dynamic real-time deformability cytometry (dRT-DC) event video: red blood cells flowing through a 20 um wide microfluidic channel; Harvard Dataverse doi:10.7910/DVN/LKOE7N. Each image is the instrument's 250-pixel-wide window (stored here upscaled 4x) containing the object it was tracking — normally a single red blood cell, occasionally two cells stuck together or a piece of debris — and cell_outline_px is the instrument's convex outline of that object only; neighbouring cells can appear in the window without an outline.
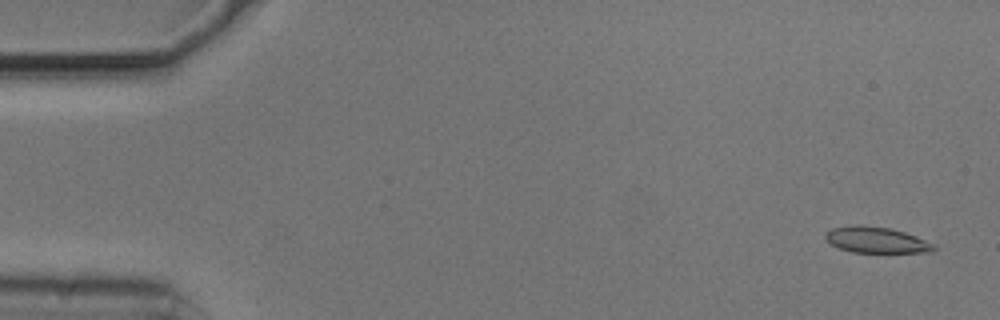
{"species": "common noctule bat (a hibernating species)", "species_latin": "Nyctalus noctula", "temperature_condition": "cold", "stored_images_in_passage": 55, "camera_frame_rate_fps": 3000, "um_per_image_px": 0.085, "animal": {"sex": "male", "body_mass_g": 20.5, "forearm_length_mm": 52.5}, "frame": {"image": 1, "passage_image": 3, "time_ms": 0.667, "image_size_px": [1000, 320], "cell_outline_px": [[936, 248], [932, 252], [852, 252], [840, 248], [832, 244], [824, 236], [832, 228], [860, 224], [892, 228], [916, 236], [936, 244]], "centroid_in_image_um": [74.54, 20.39], "position_along_channel_um": 10.5, "area_um2": 16.36}}
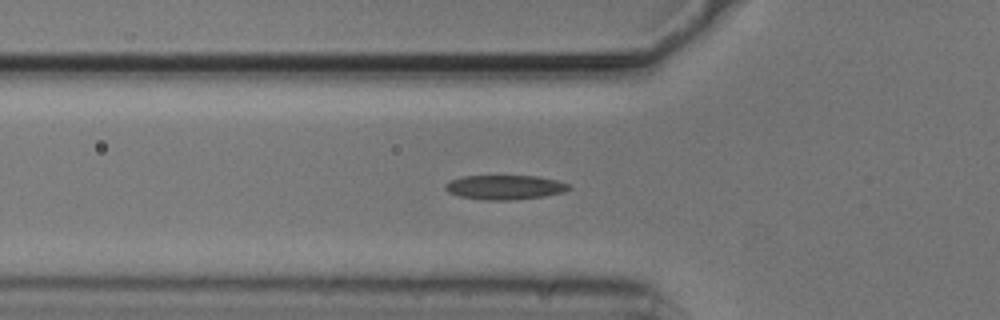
{"frame": {"image": 2, "passage_image": 19, "time_ms": 6.0, "image_size_px": [1000, 320], "cell_outline_px": [[572, 188], [564, 192], [544, 196], [512, 200], [484, 200], [460, 196], [448, 192], [444, 188], [444, 184], [452, 180], [464, 176], [536, 176], [556, 180], [568, 184]], "centroid_in_image_um": [42.91, 15.92], "position_along_channel_um": 82.9, "area_um2": 17.51}}
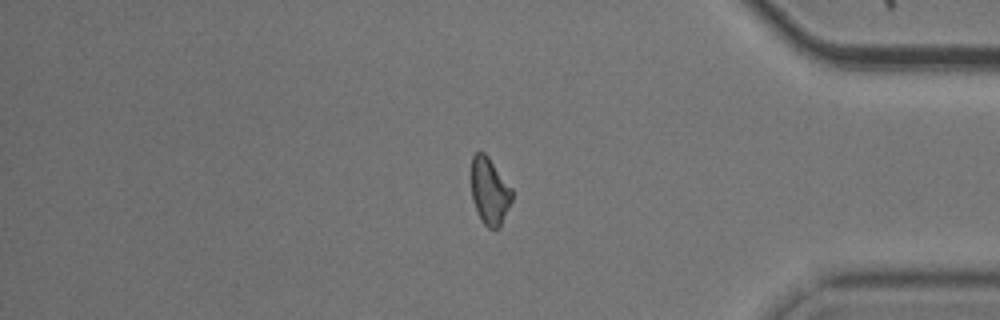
{"frame": {"image": 3, "passage_image": 46, "time_ms": 15.0, "image_size_px": [1000, 320], "cell_outline_px": [[512, 200], [500, 224], [496, 228], [488, 228], [480, 220], [476, 212], [472, 200], [472, 156], [476, 152], [484, 152], [488, 156], [512, 188]], "centroid_in_image_um": [41.6, 16.24], "position_along_channel_um": 393.6, "area_um2": 15.72}, "authors_computed_cell_mechanics": {"area_um2": 16.8198, "velocity_mm_per_s": 3.7277, "shape_relaxation_time_tau1_ms": 5.1673, "shape_relaxation_time_tau2_ms": 9.9106, "deformation_change_tau1": 0.1182, "deformation_change_tau2": 0.1957}}